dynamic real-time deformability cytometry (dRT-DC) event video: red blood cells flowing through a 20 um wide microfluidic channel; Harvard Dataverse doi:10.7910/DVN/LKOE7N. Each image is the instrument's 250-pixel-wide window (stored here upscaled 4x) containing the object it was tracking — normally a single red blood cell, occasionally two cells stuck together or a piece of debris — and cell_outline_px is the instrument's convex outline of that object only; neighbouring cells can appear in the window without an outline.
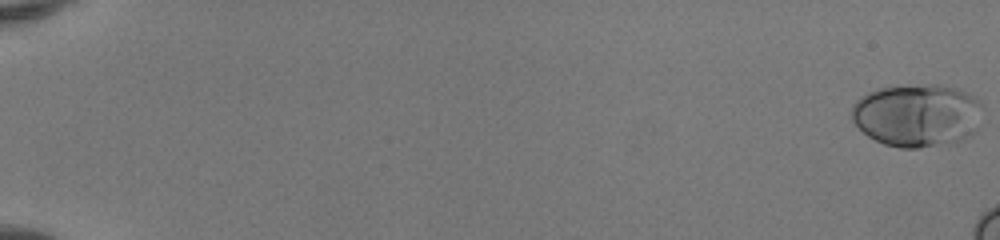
{"species": "human", "species_latin": "Homo sapiens", "temperature_condition": "room temperature", "stored_images_in_passage": 19, "camera_frame_rate_fps": 3000, "um_per_image_px": 0.085, "donor": {"sex": "female"}, "frame": {"image": 1, "passage_image": 1, "time_ms": 0.0, "image_size_px": [1000, 240], "cell_outline_px": [[984, 104], [976, 128], [972, 136], [960, 140], [920, 148], [900, 148], [884, 144], [868, 136], [852, 120], [852, 104], [860, 96], [876, 88], [928, 84], [940, 84], [956, 88], [968, 92]], "centroid_in_image_um": [77.97, 9.78], "position_along_channel_um": 7.0, "area_um2": 48.26}}
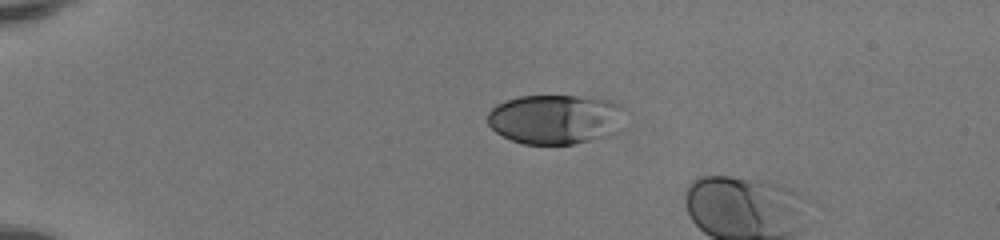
{"frame": {"image": 2, "passage_image": 14, "time_ms": 4.333, "image_size_px": [1000, 240], "cell_outline_px": [[628, 128], [612, 136], [572, 144], [524, 144], [512, 140], [496, 132], [488, 124], [488, 112], [496, 104], [504, 100], [520, 96], [576, 96], [612, 100], [628, 108]], "centroid_in_image_um": [47.39, 10.14], "position_along_channel_um": 37.6, "area_um2": 41.27}}